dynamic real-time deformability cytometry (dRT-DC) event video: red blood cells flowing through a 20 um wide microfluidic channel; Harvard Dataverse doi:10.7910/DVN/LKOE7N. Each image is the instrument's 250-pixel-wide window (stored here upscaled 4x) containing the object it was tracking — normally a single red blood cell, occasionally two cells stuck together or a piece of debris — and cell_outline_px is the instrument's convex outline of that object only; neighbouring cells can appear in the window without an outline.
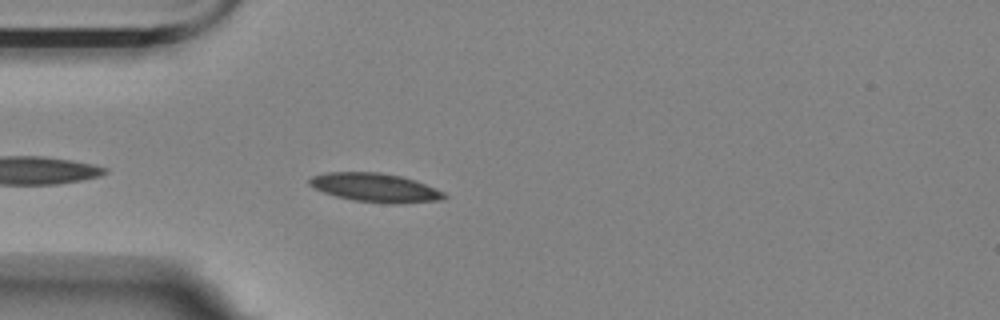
{"species": "Egyptian fruit bat (a non-hibernating species)", "species_latin": "Rousettus aegyptiacus", "temperature_condition": "room temperature", "stored_images_in_passage": 32, "camera_frame_rate_fps": 3000, "um_per_image_px": 0.085, "animal": {"sex": "female"}, "frame": {"image": 1, "passage_image": 4, "time_ms": 1.0, "image_size_px": [1000, 320], "cell_outline_px": [[448, 196], [444, 200], [400, 204], [388, 204], [352, 200], [336, 196], [324, 192], [308, 184], [308, 180], [312, 176], [328, 172], [380, 172], [400, 176], [424, 184], [444, 192]], "centroid_in_image_um": [31.91, 15.96], "position_along_channel_um": 53.1, "area_um2": 22.6}}
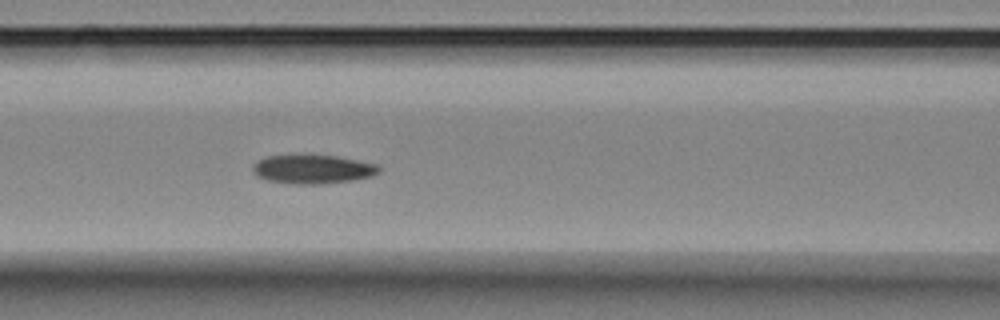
{"frame": {"image": 2, "passage_image": 12, "time_ms": 3.667, "image_size_px": [1000, 320], "cell_outline_px": [[380, 172], [372, 176], [352, 180], [320, 184], [296, 184], [268, 180], [256, 176], [252, 172], [252, 168], [260, 160], [268, 156], [336, 156], [380, 164]], "centroid_in_image_um": [26.64, 14.4], "position_along_channel_um": 140.0, "area_um2": 20.92}}
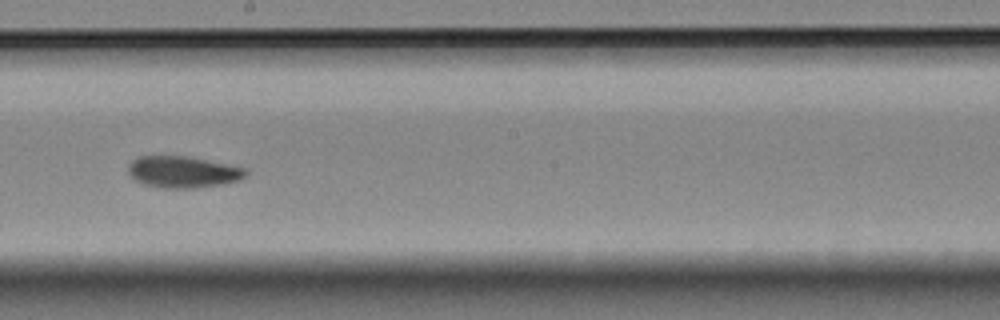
{"frame": {"image": 3, "passage_image": 20, "time_ms": 6.333, "image_size_px": [1000, 320], "cell_outline_px": [[248, 172], [240, 180], [224, 184], [196, 188], [160, 188], [144, 184], [136, 180], [128, 172], [128, 164], [132, 160], [140, 156], [188, 156], [248, 168]], "centroid_in_image_um": [15.57, 14.62], "position_along_channel_um": 232.6, "area_um2": 21.79}}